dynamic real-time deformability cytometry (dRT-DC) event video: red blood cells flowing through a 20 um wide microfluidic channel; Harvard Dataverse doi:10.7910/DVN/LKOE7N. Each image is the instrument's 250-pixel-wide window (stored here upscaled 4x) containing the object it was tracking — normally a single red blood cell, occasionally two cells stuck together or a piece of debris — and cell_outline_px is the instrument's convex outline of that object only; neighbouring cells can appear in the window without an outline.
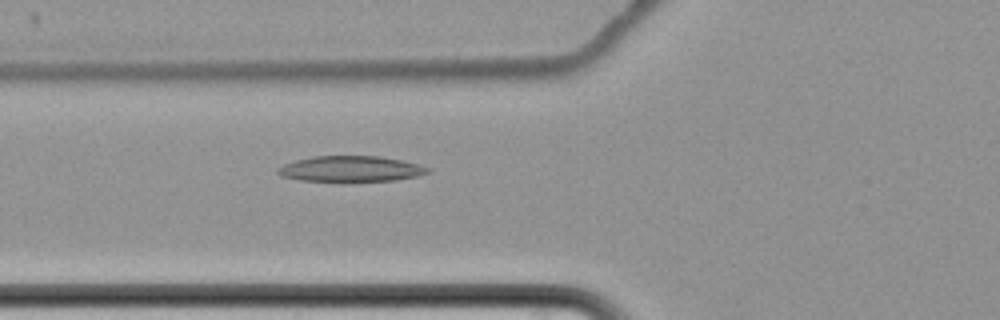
{"species": "common noctule bat (a hibernating species)", "species_latin": "Nyctalus noctula", "temperature_condition": "cold", "stored_images_in_passage": 6, "camera_frame_rate_fps": 3000, "um_per_image_px": 0.085, "animal": {"sex": "female", "body_mass_g": 22.7, "forearm_length_mm": 54.2}, "frame": {"image": 1, "passage_image": 6, "time_ms": 6.667, "image_size_px": [1000, 320], "cell_outline_px": [[432, 172], [416, 176], [396, 180], [300, 180], [280, 176], [276, 172], [276, 168], [284, 164], [296, 160], [312, 156], [380, 156], [400, 160], [432, 168]], "centroid_in_image_um": [29.8, 14.34], "position_along_channel_um": 96.0, "area_um2": 22.14}}